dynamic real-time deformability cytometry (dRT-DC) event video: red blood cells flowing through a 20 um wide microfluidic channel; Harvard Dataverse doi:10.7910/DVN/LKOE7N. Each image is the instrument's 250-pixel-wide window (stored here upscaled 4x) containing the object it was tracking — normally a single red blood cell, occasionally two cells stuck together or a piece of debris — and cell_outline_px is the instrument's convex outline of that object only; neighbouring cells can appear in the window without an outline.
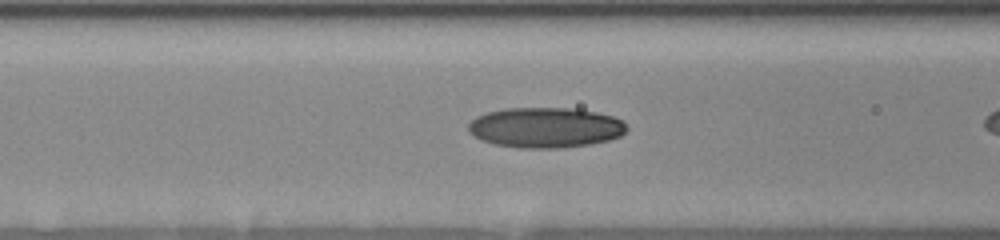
{"species": "human", "species_latin": "Homo sapiens", "temperature_condition": "room temperature", "stored_images_in_passage": 14, "camera_frame_rate_fps": 3000, "um_per_image_px": 0.085, "donor": {"sex": "female"}, "frame": {"image": 1, "passage_image": 12, "time_ms": 5.333, "image_size_px": [1000, 240], "cell_outline_px": [[628, 128], [620, 136], [608, 140], [588, 144], [556, 148], [520, 148], [496, 144], [484, 140], [468, 132], [468, 124], [476, 116], [488, 112], [504, 108], [576, 108], [596, 112], [612, 116], [624, 120], [628, 124]], "centroid_in_image_um": [46.39, 10.83], "position_along_channel_um": 120.2, "area_um2": 37.17}}